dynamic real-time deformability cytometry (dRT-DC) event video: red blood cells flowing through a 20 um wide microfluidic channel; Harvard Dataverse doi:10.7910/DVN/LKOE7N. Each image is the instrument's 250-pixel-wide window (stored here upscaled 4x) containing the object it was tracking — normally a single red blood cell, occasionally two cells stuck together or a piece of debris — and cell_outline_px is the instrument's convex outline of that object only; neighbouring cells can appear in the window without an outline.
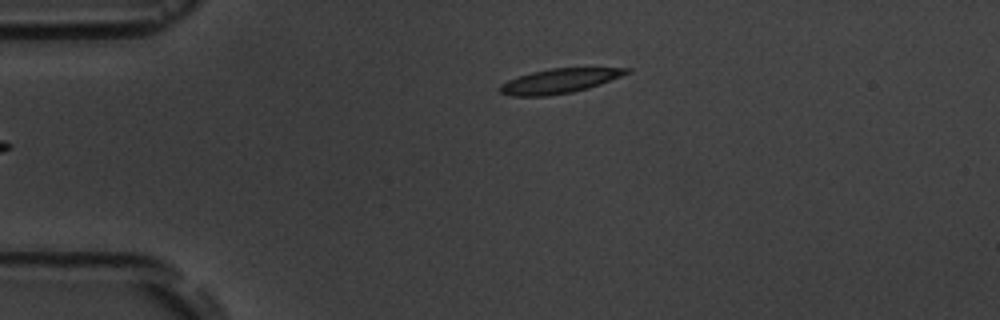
{"species": "common noctule bat (a hibernating species)", "species_latin": "Nyctalus noctula", "temperature_condition": "room temperature", "stored_images_in_passage": 2, "camera_frame_rate_fps": 3000, "um_per_image_px": 0.085, "animal": {"sex": "male", "body_mass_g": 19.5, "forearm_length_mm": 54.6}, "frame": {"image": 1, "passage_image": 2, "time_ms": 2.0, "image_size_px": [1000, 320], "cell_outline_px": [[632, 72], [600, 84], [588, 88], [572, 92], [548, 96], [512, 96], [500, 92], [496, 88], [500, 84], [508, 80], [532, 72], [552, 68], [632, 68]], "centroid_in_image_um": [47.54, 6.89], "position_along_channel_um": 37.5, "area_um2": 18.09}}